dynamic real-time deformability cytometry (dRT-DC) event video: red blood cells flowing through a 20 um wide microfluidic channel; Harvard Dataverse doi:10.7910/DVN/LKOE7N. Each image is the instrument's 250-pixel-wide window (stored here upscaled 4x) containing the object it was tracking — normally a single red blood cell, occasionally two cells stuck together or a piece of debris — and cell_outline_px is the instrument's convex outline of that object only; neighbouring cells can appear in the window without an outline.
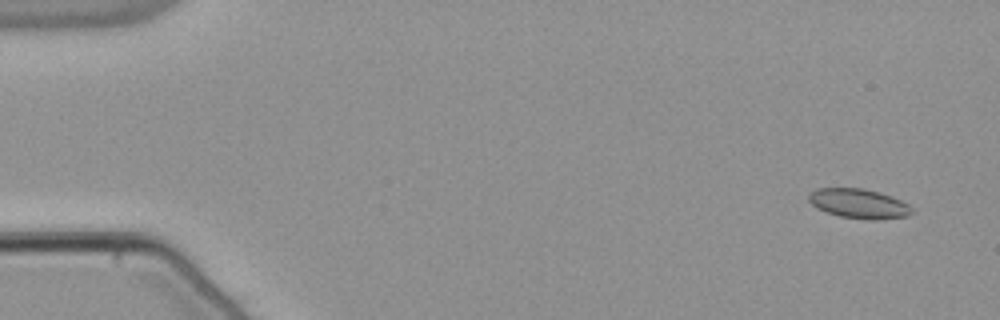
{"species": "common noctule bat (a hibernating species)", "species_latin": "Nyctalus noctula", "temperature_condition": "warm", "stored_images_in_passage": 52, "camera_frame_rate_fps": 3000, "um_per_image_px": 0.085, "animal": {"sex": "male", "body_mass_g": 21.5, "forearm_length_mm": 52.0}, "frame": {"image": 1, "passage_image": 1, "time_ms": 0.0, "image_size_px": [1000, 320], "cell_outline_px": [[912, 212], [908, 216], [840, 216], [816, 208], [808, 200], [808, 196], [816, 188], [860, 188], [880, 192], [900, 200], [908, 204], [912, 208]], "centroid_in_image_um": [72.92, 17.23], "position_along_channel_um": 12.1, "area_um2": 16.59}}
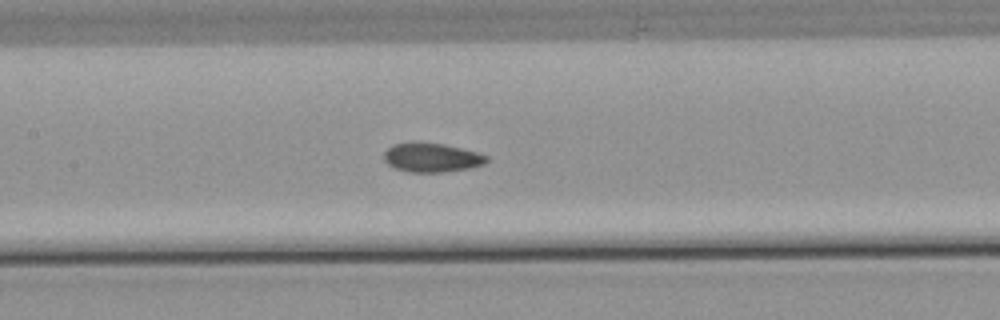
{"frame": {"image": 2, "passage_image": 24, "time_ms": 7.667, "image_size_px": [1000, 320], "cell_outline_px": [[488, 160], [484, 164], [472, 168], [444, 172], [408, 172], [396, 168], [388, 164], [384, 160], [384, 152], [392, 144], [412, 140], [416, 140], [444, 144], [476, 152], [488, 156]], "centroid_in_image_um": [36.66, 13.37], "position_along_channel_um": 170.7, "area_um2": 17.8}}
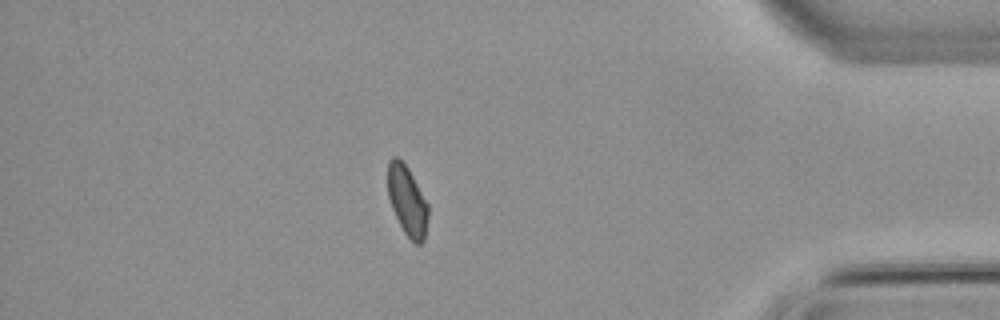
{"frame": {"image": 3, "passage_image": 45, "time_ms": 14.667, "image_size_px": [1000, 320], "cell_outline_px": [[428, 216], [424, 240], [420, 244], [416, 244], [404, 232], [392, 208], [388, 196], [388, 160], [392, 156], [396, 156], [408, 168], [428, 204]], "centroid_in_image_um": [34.61, 17.05], "position_along_channel_um": 400.6, "area_um2": 16.18}, "authors_computed_cell_mechanics": {"area_um2": 17.2822, "velocity_mm_per_s": 3.8302, "shape_relaxation_time_tau1_ms": null, "shape_relaxation_time_tau2_ms": 1.7099, "deformation_change_tau1": null, "deformation_change_tau2": 0.0575}}